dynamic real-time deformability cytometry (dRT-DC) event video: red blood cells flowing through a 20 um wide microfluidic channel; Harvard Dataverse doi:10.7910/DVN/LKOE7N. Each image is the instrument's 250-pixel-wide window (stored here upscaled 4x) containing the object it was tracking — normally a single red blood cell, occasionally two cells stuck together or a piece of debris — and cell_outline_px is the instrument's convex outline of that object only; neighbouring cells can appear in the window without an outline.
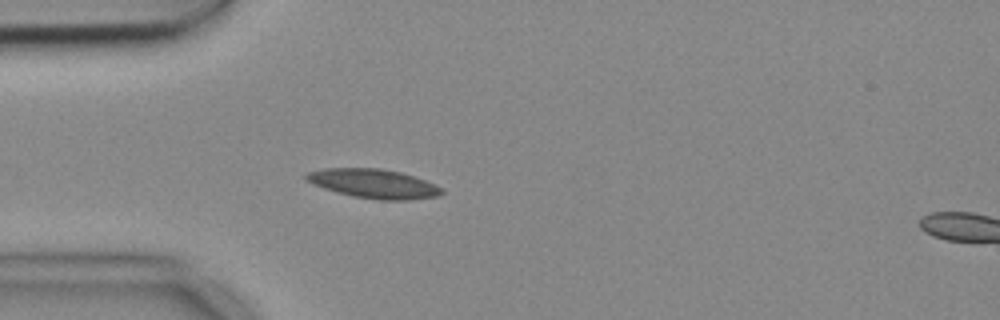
{"species": "common noctule bat (a hibernating species)", "species_latin": "Nyctalus noctula", "temperature_condition": "cold", "stored_images_in_passage": 5, "segment_of_instrument_passage": [1, 2], "camera_frame_rate_fps": 3000, "um_per_image_px": 0.085, "animal": {"sex": "female", "body_mass_g": 18.4}, "frame": {"image": 1, "passage_image": 4, "time_ms": 1.0, "image_size_px": [1000, 320], "cell_outline_px": [[444, 192], [436, 196], [408, 200], [380, 200], [352, 196], [336, 192], [312, 184], [304, 180], [304, 172], [324, 168], [380, 168], [400, 172], [436, 184], [444, 188]], "centroid_in_image_um": [31.71, 15.6], "position_along_channel_um": 53.3, "area_um2": 23.18}}